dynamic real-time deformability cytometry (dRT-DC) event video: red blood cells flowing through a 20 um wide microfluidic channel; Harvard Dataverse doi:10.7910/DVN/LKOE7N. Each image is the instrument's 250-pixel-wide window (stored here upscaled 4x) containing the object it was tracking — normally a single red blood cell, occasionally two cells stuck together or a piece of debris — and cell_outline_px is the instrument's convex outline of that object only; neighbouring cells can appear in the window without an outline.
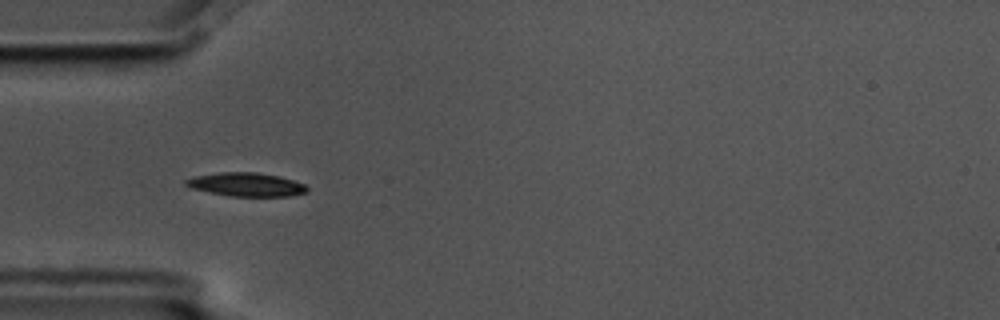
{"species": "common noctule bat (a hibernating species)", "species_latin": "Nyctalus noctula", "temperature_condition": "cold", "stored_images_in_passage": 11, "segment_of_instrument_passage": [2, 2], "camera_frame_rate_fps": 3000, "um_per_image_px": 0.085, "animal": {"sex": "male", "body_mass_g": 17.5, "forearm_length_mm": 52.3}, "frame": {"image": 1, "passage_image": 5, "time_ms": 1.333, "image_size_px": [1000, 320], "cell_outline_px": [[308, 192], [288, 196], [228, 196], [192, 188], [184, 184], [184, 180], [196, 176], [220, 172], [256, 172], [280, 176], [304, 184], [308, 188]], "centroid_in_image_um": [20.94, 15.68], "position_along_channel_um": 64.1, "area_um2": 16.59}}
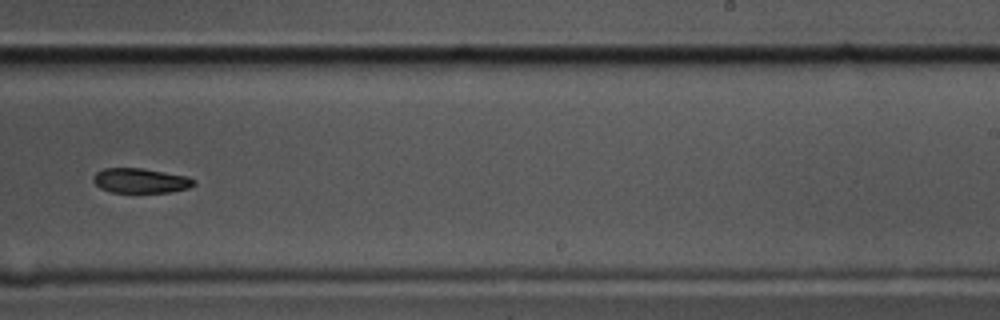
{"frame": {"image": 2, "passage_image": 10, "time_ms": 3.0, "image_size_px": [1000, 320], "cell_outline_px": [[196, 184], [188, 188], [172, 192], [112, 192], [100, 188], [92, 180], [92, 176], [96, 172], [104, 168], [140, 168], [184, 176], [196, 180]], "centroid_in_image_um": [11.92, 15.36], "position_along_channel_um": 277.1, "area_um2": 14.39}}
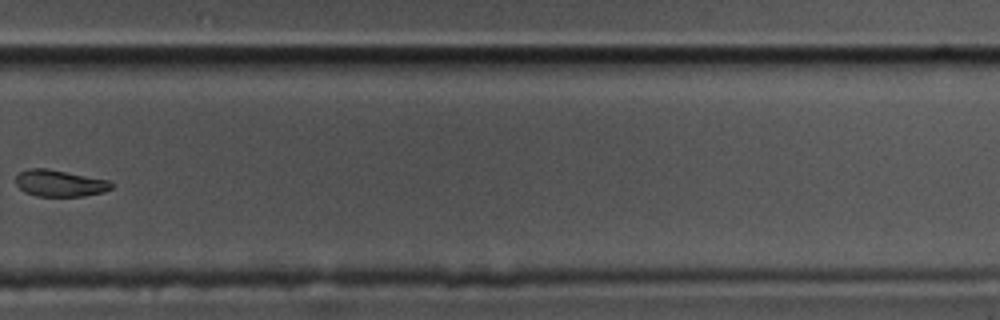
{"frame": {"image": 3, "passage_image": 11, "time_ms": 3.333, "image_size_px": [1000, 320], "cell_outline_px": [[112, 188], [104, 192], [84, 196], [36, 196], [24, 192], [16, 184], [16, 176], [20, 172], [28, 168], [48, 168], [112, 180]], "centroid_in_image_um": [5.11, 15.57], "position_along_channel_um": 324.7, "area_um2": 15.09}}